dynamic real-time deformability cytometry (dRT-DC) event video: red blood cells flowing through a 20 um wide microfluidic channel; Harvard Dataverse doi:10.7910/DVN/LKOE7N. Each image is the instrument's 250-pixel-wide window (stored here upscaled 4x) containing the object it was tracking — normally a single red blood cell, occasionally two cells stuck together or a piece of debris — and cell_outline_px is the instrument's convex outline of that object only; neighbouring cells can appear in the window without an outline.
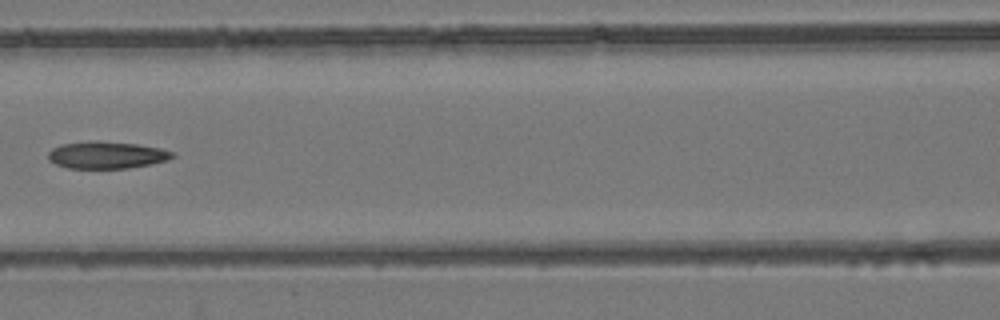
{"species": "common noctule bat (a hibernating species)", "species_latin": "Nyctalus noctula", "temperature_condition": "room temperature", "stored_images_in_passage": 7, "camera_frame_rate_fps": 3000, "um_per_image_px": 0.085, "animal": {"sex": "female", "body_mass_g": 24.6, "forearm_length_mm": 56.2}, "frame": {"image": 1, "passage_image": 7, "time_ms": 2.0, "image_size_px": [1000, 320], "cell_outline_px": [[176, 156], [168, 160], [128, 168], [68, 168], [56, 164], [48, 160], [48, 152], [52, 148], [60, 144], [88, 140], [100, 140], [136, 144], [160, 148], [172, 152]], "centroid_in_image_um": [9.02, 13.16], "position_along_channel_um": 157.6, "area_um2": 19.77}}